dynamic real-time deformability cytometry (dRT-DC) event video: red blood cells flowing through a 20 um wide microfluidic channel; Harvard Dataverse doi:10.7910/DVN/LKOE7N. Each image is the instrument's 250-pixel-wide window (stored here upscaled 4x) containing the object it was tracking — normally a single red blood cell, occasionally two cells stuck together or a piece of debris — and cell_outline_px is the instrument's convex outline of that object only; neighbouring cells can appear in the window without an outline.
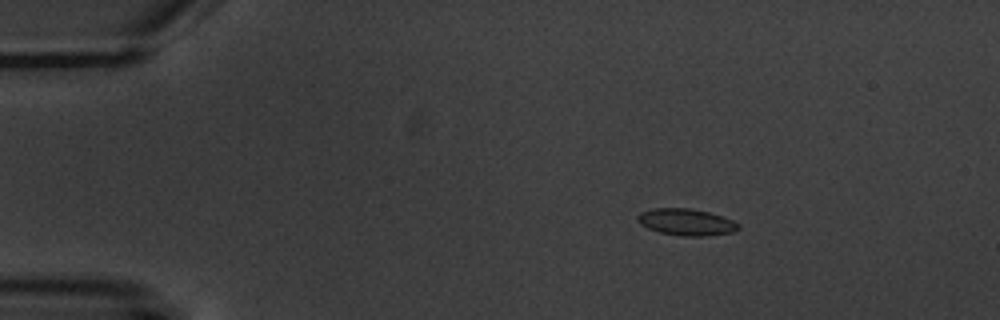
{"species": "common noctule bat (a hibernating species)", "species_latin": "Nyctalus noctula", "temperature_condition": "warm", "stored_images_in_passage": 5, "camera_frame_rate_fps": 3000, "um_per_image_px": 0.085, "animal": {"sex": "male", "body_mass_g": 20.1, "forearm_length_mm": 53.5}, "frame": {"image": 1, "passage_image": 3, "time_ms": 2.333, "image_size_px": [1000, 320], "cell_outline_px": [[740, 228], [732, 232], [708, 236], [680, 236], [660, 232], [648, 228], [640, 224], [636, 216], [640, 212], [652, 208], [688, 208], [708, 212], [724, 216], [740, 224]], "centroid_in_image_um": [58.34, 18.87], "position_along_channel_um": 26.7, "area_um2": 15.78}}